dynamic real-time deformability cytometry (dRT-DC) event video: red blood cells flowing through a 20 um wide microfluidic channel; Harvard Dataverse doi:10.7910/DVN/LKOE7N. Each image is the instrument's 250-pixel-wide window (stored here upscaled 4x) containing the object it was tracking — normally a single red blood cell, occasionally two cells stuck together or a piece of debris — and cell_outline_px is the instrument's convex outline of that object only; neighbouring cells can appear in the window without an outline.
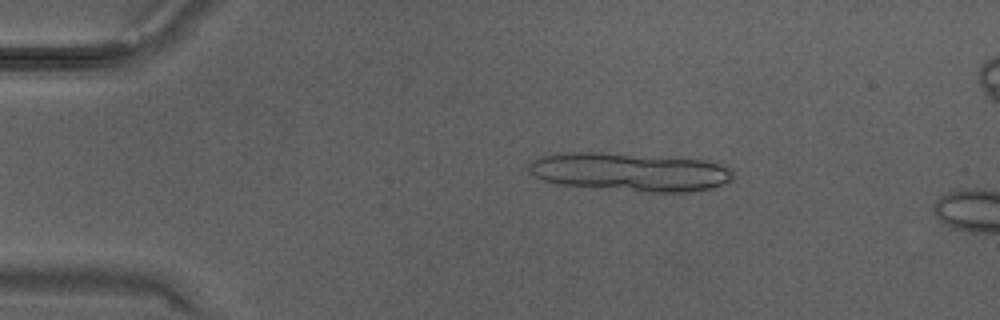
{"species": "Egyptian fruit bat (a non-hibernating species)", "species_latin": "Rousettus aegyptiacus", "temperature_condition": "warm", "stored_images_in_passage": 9, "camera_frame_rate_fps": 3000, "um_per_image_px": 0.085, "animal": {"sex": "male"}, "frame": {"image": 1, "passage_image": 6, "time_ms": 1.667, "image_size_px": [1000, 320], "cell_outline_px": [[736, 176], [732, 180], [724, 184], [712, 188], [692, 192], [644, 192], [560, 184], [544, 180], [528, 172], [528, 164], [544, 156], [568, 152], [604, 152], [704, 160], [732, 168]], "centroid_in_image_um": [53.63, 14.62], "position_along_channel_um": 31.4, "area_um2": 45.72}}